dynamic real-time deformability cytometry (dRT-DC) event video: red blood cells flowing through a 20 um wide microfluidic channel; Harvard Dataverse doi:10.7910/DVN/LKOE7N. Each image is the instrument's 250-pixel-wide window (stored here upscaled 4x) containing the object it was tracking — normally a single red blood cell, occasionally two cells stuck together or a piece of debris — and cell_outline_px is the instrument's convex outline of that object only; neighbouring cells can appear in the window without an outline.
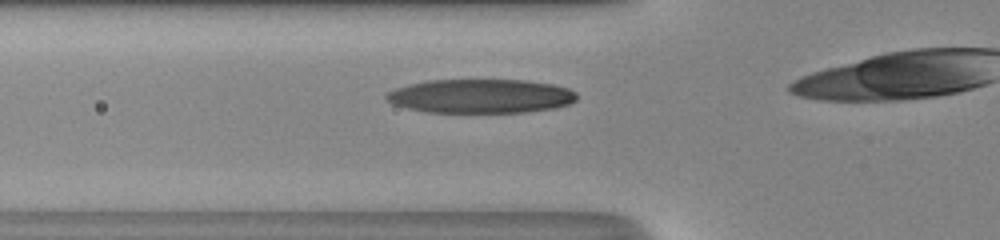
{"species": "human", "species_latin": "Homo sapiens", "temperature_condition": "room temperature", "stored_images_in_passage": 27, "camera_frame_rate_fps": 3000, "um_per_image_px": 0.085, "donor": {"sex": "male"}, "frame": {"image": 1, "passage_image": 8, "time_ms": 2.333, "image_size_px": [1000, 240], "cell_outline_px": [[576, 100], [568, 104], [556, 108], [528, 112], [424, 112], [392, 104], [384, 96], [388, 92], [396, 88], [408, 84], [428, 80], [524, 80], [552, 84], [568, 88], [576, 92]], "centroid_in_image_um": [40.86, 8.17], "position_along_channel_um": 84.9, "area_um2": 37.8}}
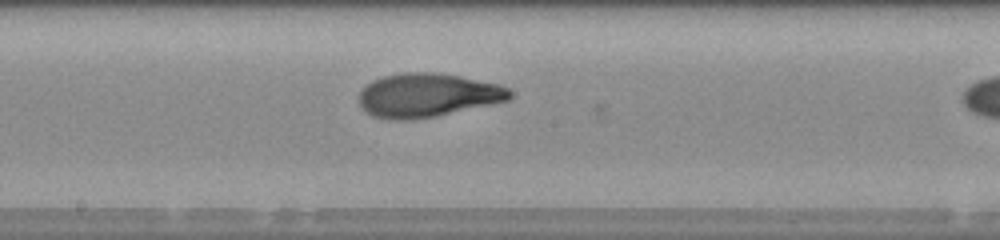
{"frame": {"image": 2, "passage_image": 17, "time_ms": 5.333, "image_size_px": [1000, 240], "cell_outline_px": [[512, 96], [508, 100], [436, 116], [412, 120], [388, 120], [372, 116], [360, 104], [360, 92], [372, 80], [384, 76], [404, 72], [432, 72], [460, 76], [500, 84], [508, 88], [512, 92]], "centroid_in_image_um": [36.34, 8.09], "position_along_channel_um": 211.9, "area_um2": 38.32}}
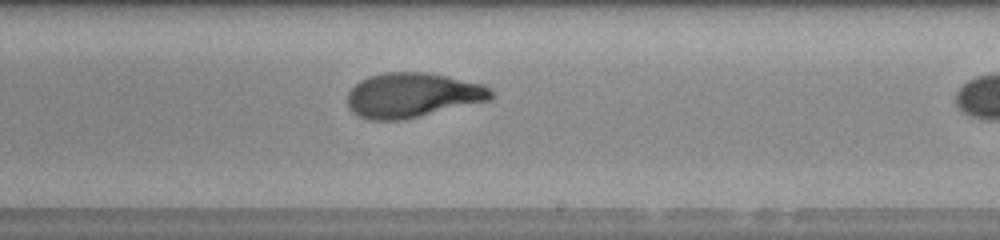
{"frame": {"image": 3, "passage_image": 20, "time_ms": 6.333, "image_size_px": [1000, 240], "cell_outline_px": [[492, 100], [404, 120], [368, 120], [352, 112], [348, 108], [348, 92], [360, 80], [368, 76], [384, 72], [424, 72], [484, 84], [492, 92]], "centroid_in_image_um": [35.05, 8.1], "position_along_channel_um": 254.0, "area_um2": 37.51}}